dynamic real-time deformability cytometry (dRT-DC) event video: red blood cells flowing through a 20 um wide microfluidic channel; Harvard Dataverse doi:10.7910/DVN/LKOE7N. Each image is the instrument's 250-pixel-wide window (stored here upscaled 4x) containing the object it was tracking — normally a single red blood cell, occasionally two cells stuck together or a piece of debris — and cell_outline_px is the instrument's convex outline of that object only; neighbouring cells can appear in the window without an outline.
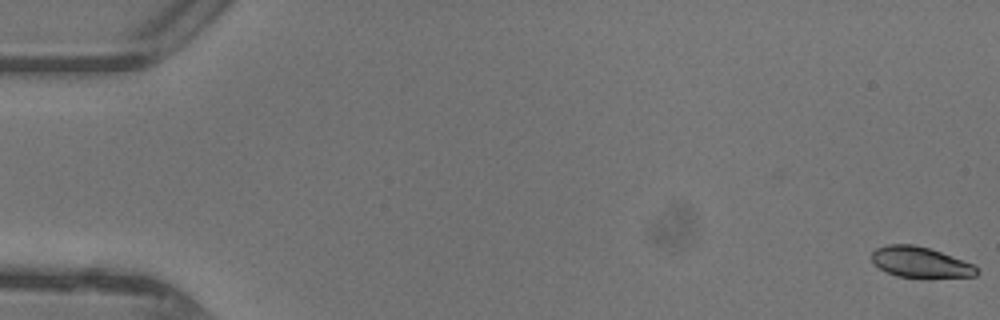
{"species": "common noctule bat (a hibernating species)", "species_latin": "Nyctalus noctula", "temperature_condition": "warm", "stored_images_in_passage": 48, "camera_frame_rate_fps": 3000, "um_per_image_px": 0.085, "animal": {"sex": "female"}, "frame": {"image": 1, "passage_image": 1, "time_ms": 0.0, "image_size_px": [1000, 320], "cell_outline_px": [[980, 272], [976, 276], [928, 280], [896, 276], [880, 268], [872, 260], [872, 252], [876, 248], [888, 244], [912, 244], [928, 248], [964, 260], [972, 264]], "centroid_in_image_um": [78.28, 22.34], "position_along_channel_um": 6.7, "area_um2": 19.31}}
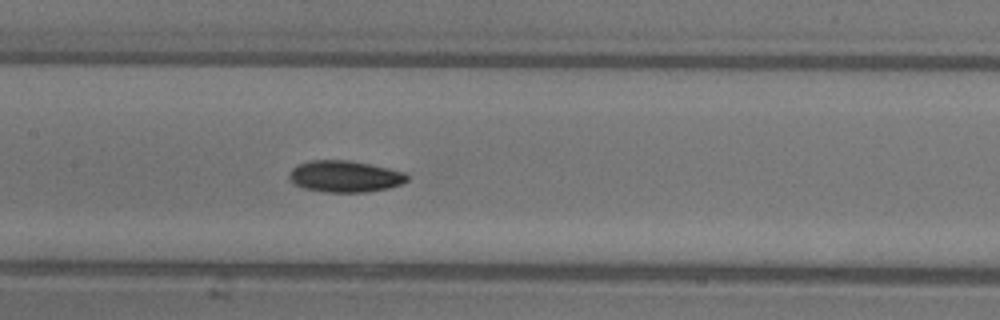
{"frame": {"image": 2, "passage_image": 24, "time_ms": 7.667, "image_size_px": [1000, 320], "cell_outline_px": [[408, 180], [400, 184], [388, 188], [368, 192], [324, 192], [304, 188], [296, 184], [288, 176], [288, 172], [296, 164], [308, 160], [348, 160], [408, 172]], "centroid_in_image_um": [29.31, 14.98], "position_along_channel_um": 178.1, "area_um2": 21.79}}
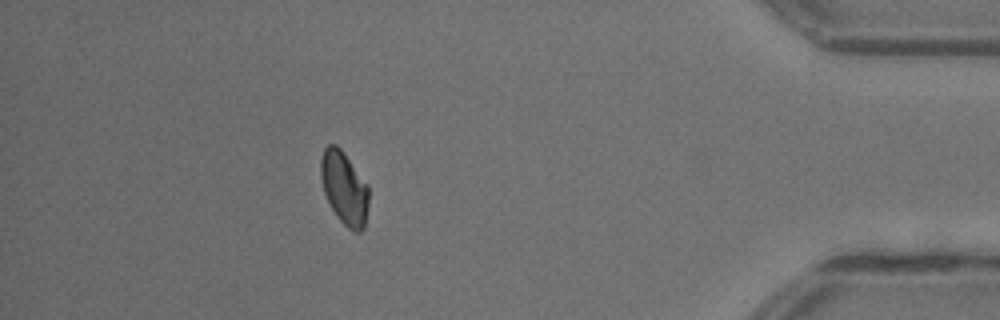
{"frame": {"image": 3, "passage_image": 43, "time_ms": 14.0, "image_size_px": [1000, 320], "cell_outline_px": [[368, 204], [364, 228], [360, 232], [352, 232], [336, 216], [324, 192], [320, 176], [320, 160], [324, 148], [328, 144], [336, 144], [340, 148], [368, 184]], "centroid_in_image_um": [29.26, 15.98], "position_along_channel_um": 405.9, "area_um2": 20.4}, "authors_computed_cell_mechanics": {"area_um2": 20.6057, "velocity_mm_per_s": 4.3881, "shape_relaxation_time_tau1_ms": 3.8183, "shape_relaxation_time_tau2_ms": 3.9345, "deformation_change_tau1": 0.122, "deformation_change_tau2": 0.0713}}